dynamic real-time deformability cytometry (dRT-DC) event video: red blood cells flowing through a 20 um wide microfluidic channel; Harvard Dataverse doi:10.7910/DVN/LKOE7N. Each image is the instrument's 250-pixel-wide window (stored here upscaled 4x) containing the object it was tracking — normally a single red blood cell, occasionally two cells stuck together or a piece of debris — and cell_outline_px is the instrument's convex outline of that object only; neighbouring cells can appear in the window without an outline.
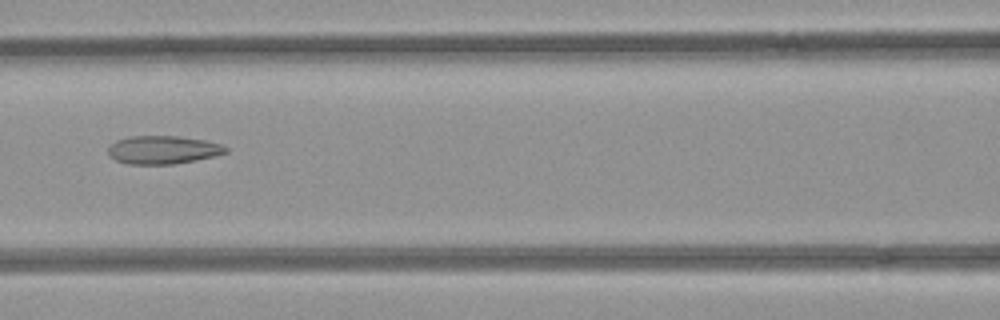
{"species": "common noctule bat (a hibernating species)", "species_latin": "Nyctalus noctula", "temperature_condition": "room temperature", "stored_images_in_passage": 4, "camera_frame_rate_fps": 3000, "um_per_image_px": 0.085, "animal": {"sex": "female", "body_mass_g": 21.9}, "frame": {"image": 1, "passage_image": 4, "time_ms": 1.0, "image_size_px": [1000, 320], "cell_outline_px": [[228, 152], [196, 160], [172, 164], [128, 164], [116, 160], [108, 156], [108, 148], [116, 140], [128, 136], [180, 136], [204, 140], [220, 144], [228, 148]], "centroid_in_image_um": [13.82, 12.73], "position_along_channel_um": 152.8, "area_um2": 19.31}}